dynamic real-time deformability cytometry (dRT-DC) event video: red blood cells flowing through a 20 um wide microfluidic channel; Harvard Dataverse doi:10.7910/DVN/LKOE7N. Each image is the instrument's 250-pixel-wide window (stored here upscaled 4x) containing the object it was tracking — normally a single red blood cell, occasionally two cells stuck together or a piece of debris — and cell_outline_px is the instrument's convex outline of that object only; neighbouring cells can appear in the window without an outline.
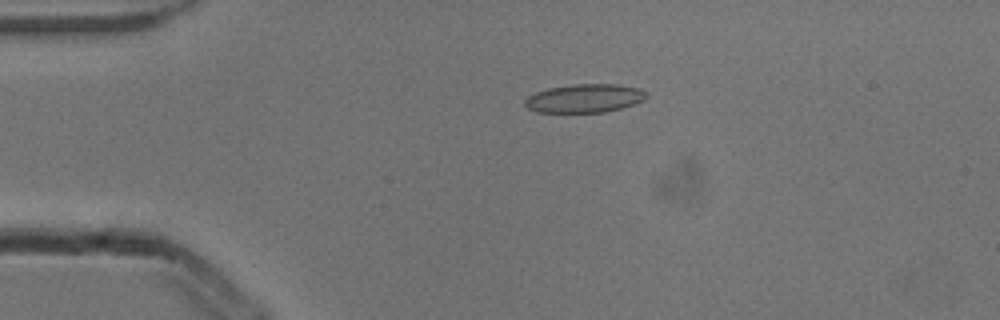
{"species": "common noctule bat (a hibernating species)", "species_latin": "Nyctalus noctula", "temperature_condition": "cold", "stored_images_in_passage": 3, "camera_frame_rate_fps": 3000, "um_per_image_px": 0.085, "animal": {"sex": "male", "body_mass_g": 13.3}, "frame": {"image": 1, "passage_image": 2, "time_ms": 0.333, "image_size_px": [1000, 320], "cell_outline_px": [[648, 96], [644, 100], [620, 108], [604, 112], [536, 112], [528, 108], [524, 104], [524, 100], [528, 96], [536, 92], [548, 88], [572, 84], [616, 84], [640, 88], [648, 92]], "centroid_in_image_um": [49.69, 8.35], "position_along_channel_um": 35.3, "area_um2": 20.23}}